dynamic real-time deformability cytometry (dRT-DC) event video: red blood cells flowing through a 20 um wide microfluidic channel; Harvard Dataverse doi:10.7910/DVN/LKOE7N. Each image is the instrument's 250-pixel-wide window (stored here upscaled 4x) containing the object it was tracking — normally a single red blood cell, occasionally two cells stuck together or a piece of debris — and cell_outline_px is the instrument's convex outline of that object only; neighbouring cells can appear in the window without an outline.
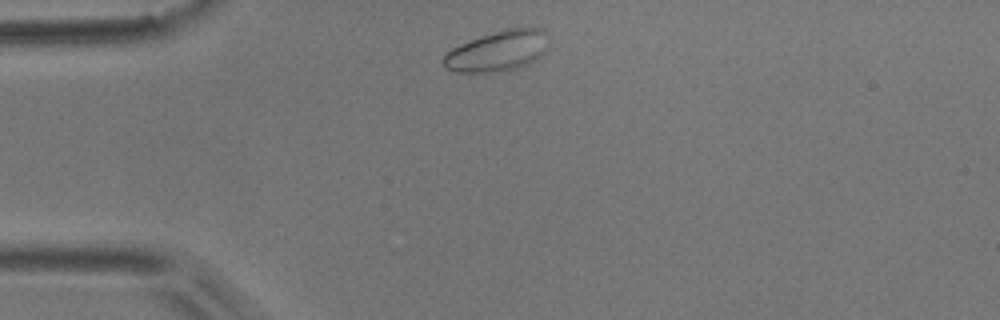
{"species": "common noctule bat (a hibernating species)", "species_latin": "Nyctalus noctula", "temperature_condition": "room temperature", "stored_images_in_passage": 6, "camera_frame_rate_fps": 3000, "um_per_image_px": 0.085, "animal": {"sex": "male", "body_mass_g": 17.9}, "frame": {"image": 1, "passage_image": 1, "time_ms": 0.0, "image_size_px": [1000, 320], "cell_outline_px": [[544, 52], [536, 60], [512, 72], [452, 72], [444, 68], [444, 56], [452, 48], [460, 44], [480, 36], [512, 28], [540, 28], [544, 32]], "centroid_in_image_um": [42.25, 4.39], "position_along_channel_um": 42.8, "area_um2": 24.57}}
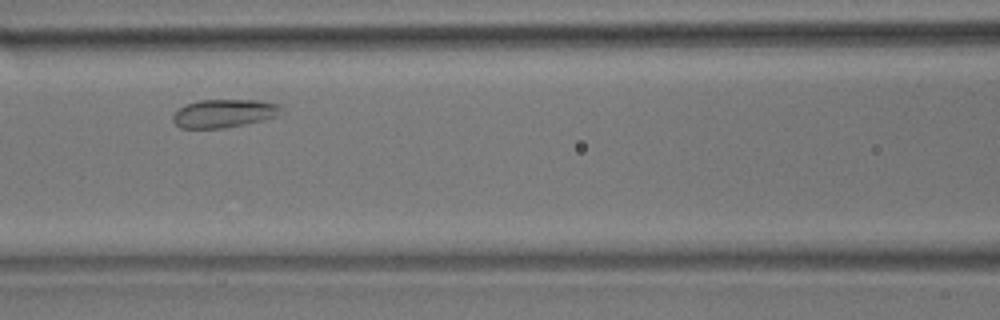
{"frame": {"image": 2, "passage_image": 4, "time_ms": 1.0, "image_size_px": [1000, 320], "cell_outline_px": [[284, 112], [276, 116], [264, 120], [224, 128], [180, 128], [172, 120], [172, 116], [180, 108], [188, 104], [200, 100], [260, 100], [280, 104]], "centroid_in_image_um": [19.09, 9.63], "position_along_channel_um": 147.5, "area_um2": 17.86}}
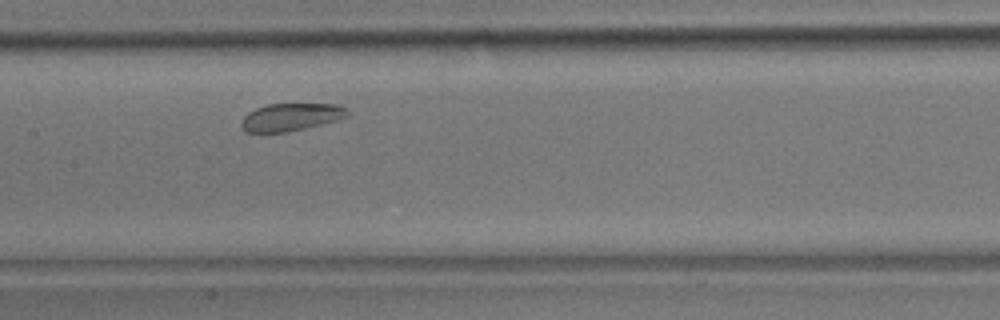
{"frame": {"image": 3, "passage_image": 5, "time_ms": 1.333, "image_size_px": [1000, 320], "cell_outline_px": [[348, 116], [336, 120], [288, 132], [244, 132], [240, 128], [240, 124], [244, 116], [248, 112], [256, 108], [268, 104], [340, 104], [348, 108]], "centroid_in_image_um": [24.71, 9.94], "position_along_channel_um": 182.7, "area_um2": 17.11}}